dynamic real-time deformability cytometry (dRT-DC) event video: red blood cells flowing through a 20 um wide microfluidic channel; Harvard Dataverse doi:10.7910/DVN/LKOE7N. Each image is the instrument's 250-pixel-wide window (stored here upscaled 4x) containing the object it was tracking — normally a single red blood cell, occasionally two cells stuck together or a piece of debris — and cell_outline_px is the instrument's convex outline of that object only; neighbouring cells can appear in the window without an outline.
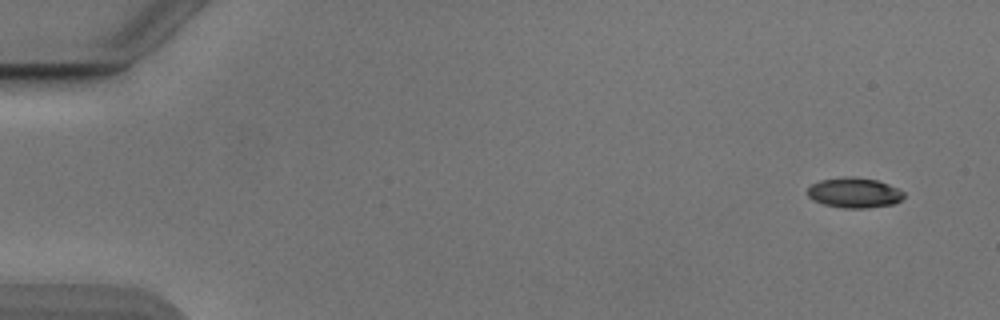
{"species": "Egyptian fruit bat (a non-hibernating species)", "species_latin": "Rousettus aegyptiacus", "temperature_condition": "cold", "stored_images_in_passage": 51, "camera_frame_rate_fps": 3000, "um_per_image_px": 0.085, "animal": {"sex": "male"}, "frame": {"image": 1, "passage_image": 1, "time_ms": 0.0, "image_size_px": [1000, 320], "cell_outline_px": [[904, 196], [900, 200], [892, 204], [868, 208], [844, 208], [824, 204], [812, 200], [808, 196], [808, 188], [812, 184], [820, 180], [844, 176], [856, 176], [876, 180], [888, 184], [904, 192]], "centroid_in_image_um": [72.59, 16.37], "position_along_channel_um": 12.4, "area_um2": 16.94}}
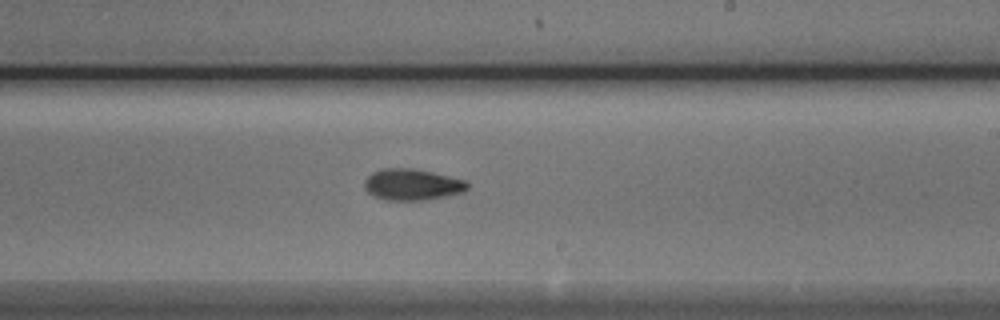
{"frame": {"image": 2, "passage_image": 30, "time_ms": 9.667, "image_size_px": [1000, 320], "cell_outline_px": [[468, 188], [464, 192], [428, 200], [384, 200], [372, 196], [364, 188], [364, 180], [372, 172], [380, 168], [412, 168], [432, 172], [468, 180]], "centroid_in_image_um": [35.03, 15.69], "position_along_channel_um": 254.0, "area_um2": 19.13}}
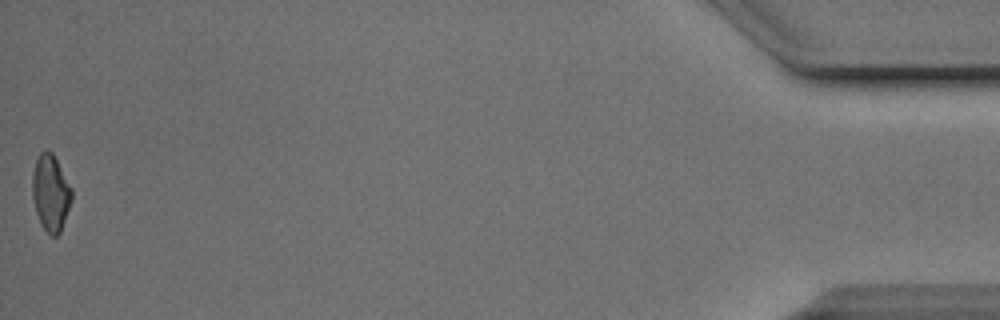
{"frame": {"image": 3, "passage_image": 51, "time_ms": 16.667, "image_size_px": [1000, 320], "cell_outline_px": [[72, 200], [60, 232], [56, 236], [48, 236], [40, 224], [36, 212], [32, 196], [32, 172], [36, 160], [40, 152], [52, 152], [72, 188]], "centroid_in_image_um": [4.3, 16.43], "position_along_channel_um": 430.9, "area_um2": 17.57}, "authors_computed_cell_mechanics": {"area_um2": 17.918, "velocity_mm_per_s": 3.8839, "shape_relaxation_time_tau1_ms": 3.5796, "shape_relaxation_time_tau2_ms": 4.6744, "deformation_change_tau1": 0.1218, "deformation_change_tau2": 0.1119}}